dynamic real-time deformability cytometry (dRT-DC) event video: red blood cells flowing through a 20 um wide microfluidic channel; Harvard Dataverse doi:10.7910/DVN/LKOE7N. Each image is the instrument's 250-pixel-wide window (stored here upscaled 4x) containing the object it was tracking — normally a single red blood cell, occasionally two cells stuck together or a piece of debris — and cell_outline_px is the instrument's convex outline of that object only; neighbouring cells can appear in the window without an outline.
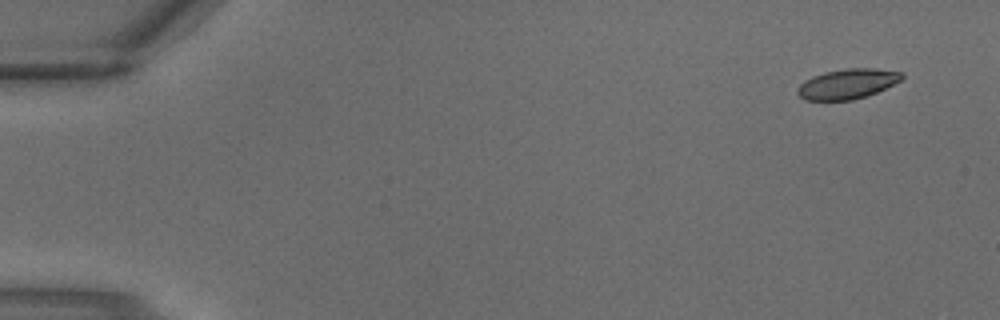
{"species": "common noctule bat (a hibernating species)", "species_latin": "Nyctalus noctula", "temperature_condition": "warm", "stored_images_in_passage": 3, "camera_frame_rate_fps": 3000, "um_per_image_px": 0.085, "animal": {"sex": "male", "body_mass_g": 18.8}, "frame": {"image": 1, "passage_image": 3, "time_ms": 0.667, "image_size_px": [1000, 320], "cell_outline_px": [[904, 76], [900, 80], [876, 92], [852, 100], [804, 100], [796, 92], [800, 84], [804, 80], [812, 76], [824, 72], [844, 68], [876, 68], [904, 72]], "centroid_in_image_um": [72.01, 7.11], "position_along_channel_um": 13.0, "area_um2": 18.21}}